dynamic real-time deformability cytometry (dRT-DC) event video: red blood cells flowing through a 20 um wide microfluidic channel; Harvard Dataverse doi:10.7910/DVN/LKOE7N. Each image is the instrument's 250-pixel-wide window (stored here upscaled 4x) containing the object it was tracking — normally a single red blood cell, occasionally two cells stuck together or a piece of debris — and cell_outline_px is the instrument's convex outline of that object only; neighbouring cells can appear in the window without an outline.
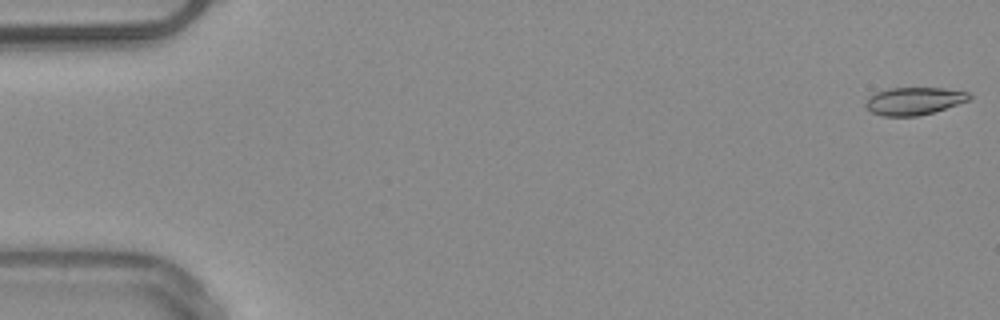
{"species": "common noctule bat (a hibernating species)", "species_latin": "Nyctalus noctula", "temperature_condition": "warm", "stored_images_in_passage": 5, "camera_frame_rate_fps": 3000, "um_per_image_px": 0.085, "animal": {"sex": "male", "body_mass_g": 20.4}, "frame": {"image": 1, "passage_image": 1, "time_ms": 0.0, "image_size_px": [1000, 320], "cell_outline_px": [[972, 100], [932, 112], [916, 116], [884, 116], [872, 112], [864, 104], [868, 96], [876, 92], [888, 88], [944, 88], [968, 92], [972, 96]], "centroid_in_image_um": [77.7, 8.57], "position_along_channel_um": 7.3, "area_um2": 16.7}}
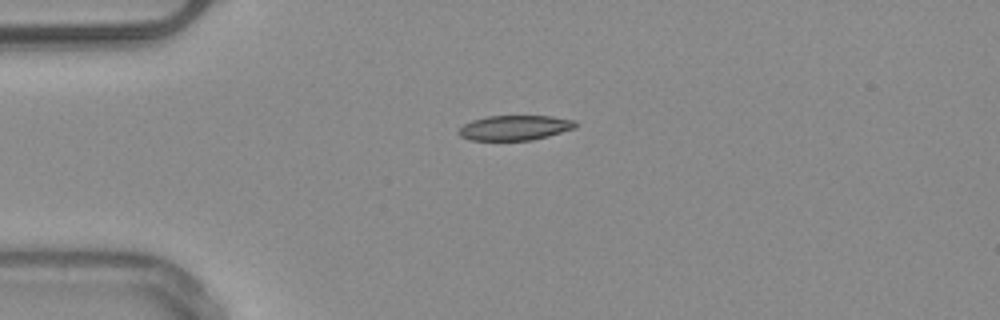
{"frame": {"image": 2, "passage_image": 4, "time_ms": 4.0, "image_size_px": [1000, 320], "cell_outline_px": [[580, 124], [576, 128], [548, 136], [532, 140], [468, 140], [460, 136], [456, 132], [464, 124], [472, 120], [488, 116], [552, 116], [576, 120]], "centroid_in_image_um": [43.79, 10.86], "position_along_channel_um": 41.2, "area_um2": 17.17}}